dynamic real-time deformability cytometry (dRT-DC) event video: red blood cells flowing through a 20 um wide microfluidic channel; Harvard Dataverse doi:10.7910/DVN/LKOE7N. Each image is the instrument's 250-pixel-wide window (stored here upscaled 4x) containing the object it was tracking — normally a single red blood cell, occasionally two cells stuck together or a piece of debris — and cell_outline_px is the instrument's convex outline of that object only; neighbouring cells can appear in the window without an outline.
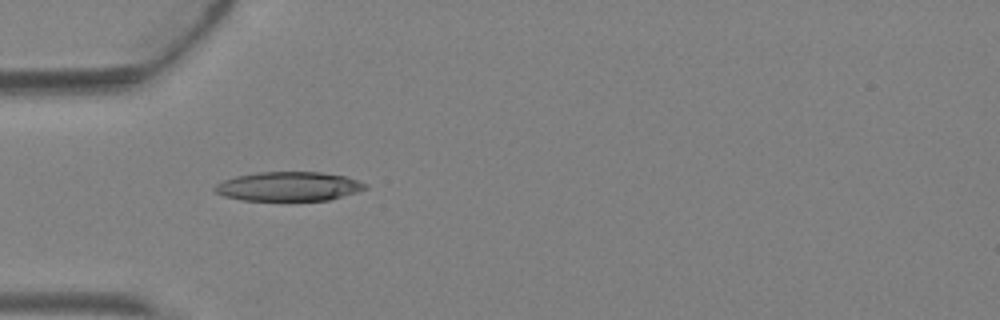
{"species": "Egyptian fruit bat (a non-hibernating species)", "species_latin": "Rousettus aegyptiacus", "temperature_condition": "warm", "stored_images_in_passage": 2, "camera_frame_rate_fps": 3000, "um_per_image_px": 0.085, "animal": {"sex": "female"}, "frame": {"image": 1, "passage_image": 1, "time_ms": 0.0, "image_size_px": [1000, 320], "cell_outline_px": [[368, 188], [356, 192], [328, 200], [240, 200], [224, 196], [216, 192], [212, 188], [216, 184], [224, 180], [236, 176], [260, 172], [320, 172], [344, 176], [368, 184]], "centroid_in_image_um": [24.52, 15.84], "position_along_channel_um": 60.5, "area_um2": 25.43}}
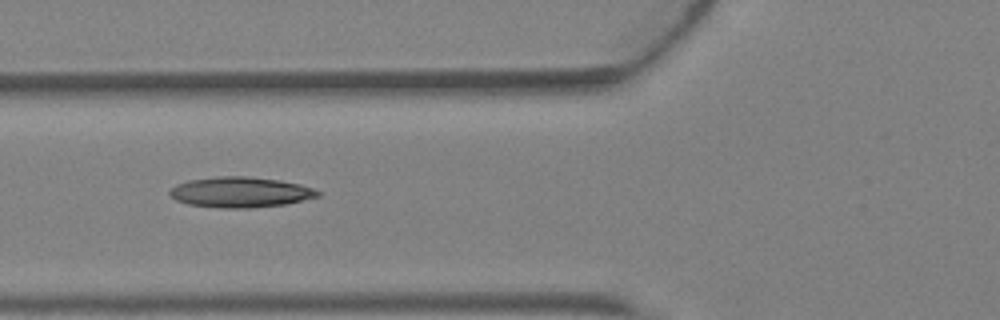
{"frame": {"image": 2, "passage_image": 2, "time_ms": 0.333, "image_size_px": [1000, 320], "cell_outline_px": [[320, 196], [288, 204], [248, 208], [220, 208], [188, 204], [176, 200], [168, 192], [176, 184], [188, 180], [220, 176], [244, 176], [280, 180], [300, 184], [312, 188], [320, 192]], "centroid_in_image_um": [20.44, 16.34], "position_along_channel_um": 105.4, "area_um2": 26.3}}